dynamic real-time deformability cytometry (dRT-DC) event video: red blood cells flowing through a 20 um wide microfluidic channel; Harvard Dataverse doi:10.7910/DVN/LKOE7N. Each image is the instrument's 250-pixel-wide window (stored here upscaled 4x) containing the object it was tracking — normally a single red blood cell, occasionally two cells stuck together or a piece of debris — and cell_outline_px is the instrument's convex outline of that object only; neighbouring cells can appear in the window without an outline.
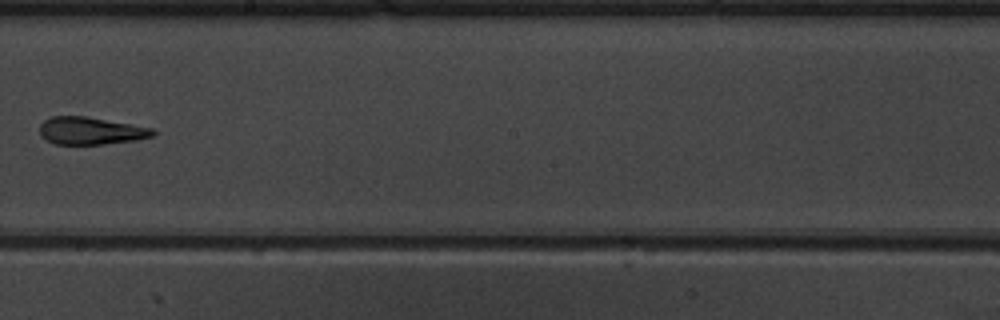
{"species": "common noctule bat (a hibernating species)", "species_latin": "Nyctalus noctula", "temperature_condition": "warm", "stored_images_in_passage": 10, "camera_frame_rate_fps": 3000, "um_per_image_px": 0.085, "animal": {"sex": "male", "body_mass_g": 19.5, "forearm_length_mm": 54.6}, "frame": {"image": 1, "passage_image": 9, "time_ms": 9.333, "image_size_px": [1000, 320], "cell_outline_px": [[156, 132], [152, 136], [136, 140], [104, 144], [56, 144], [40, 136], [40, 124], [44, 120], [52, 116], [84, 116], [152, 128]], "centroid_in_image_um": [7.68, 11.12], "position_along_channel_um": 240.5, "area_um2": 17.92}}
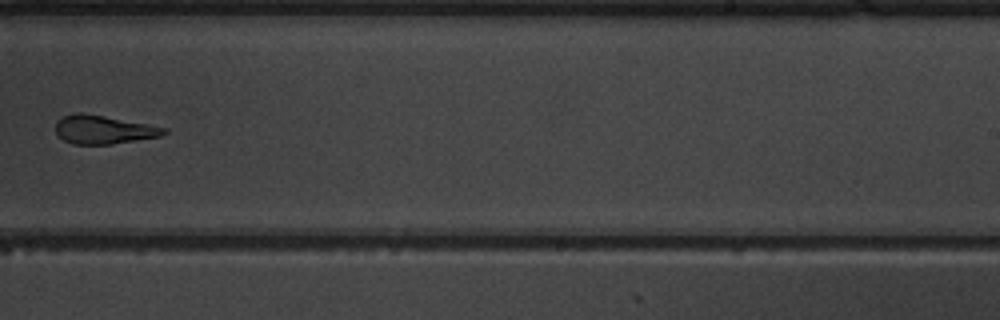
{"frame": {"image": 2, "passage_image": 10, "time_ms": 10.333, "image_size_px": [1000, 320], "cell_outline_px": [[168, 132], [160, 136], [112, 144], [72, 144], [64, 140], [56, 132], [56, 120], [64, 116], [76, 112], [80, 112], [104, 116], [168, 128]], "centroid_in_image_um": [8.79, 11.01], "position_along_channel_um": 280.2, "area_um2": 17.86}}